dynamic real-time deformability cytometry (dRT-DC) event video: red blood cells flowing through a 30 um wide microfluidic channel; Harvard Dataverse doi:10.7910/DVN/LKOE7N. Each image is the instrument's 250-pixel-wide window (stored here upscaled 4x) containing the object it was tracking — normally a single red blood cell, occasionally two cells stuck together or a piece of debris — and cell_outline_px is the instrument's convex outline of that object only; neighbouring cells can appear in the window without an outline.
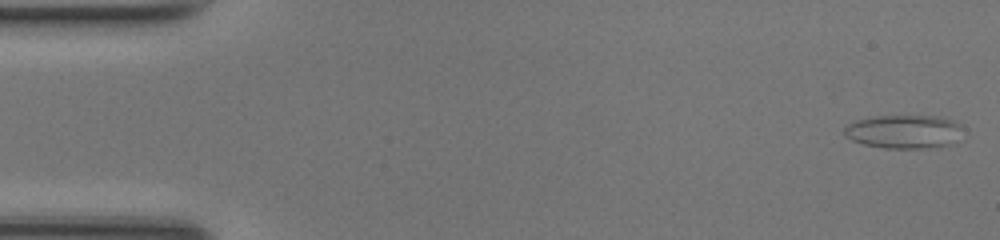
{"species": "common noctule bat (a hibernating species)", "species_latin": "Nyctalus noctula", "temperature_condition": "room temperature", "stored_images_in_passage": 49, "camera_frame_rate_fps": 3000, "um_per_image_px": 0.085, "animal": {"sex": "female", "body_mass_g": 17.0, "forearm_length_mm": 48.0}, "frame": {"image": 1, "passage_image": 1, "time_ms": 0.0, "image_size_px": [1000, 240], "cell_outline_px": [[960, 124], [948, 144], [928, 148], [884, 148], [864, 144], [852, 140], [844, 136], [844, 128], [848, 124], [856, 120], [872, 116], [940, 116], [952, 120]], "centroid_in_image_um": [76.68, 11.17], "position_along_channel_um": 8.3, "area_um2": 22.54}}
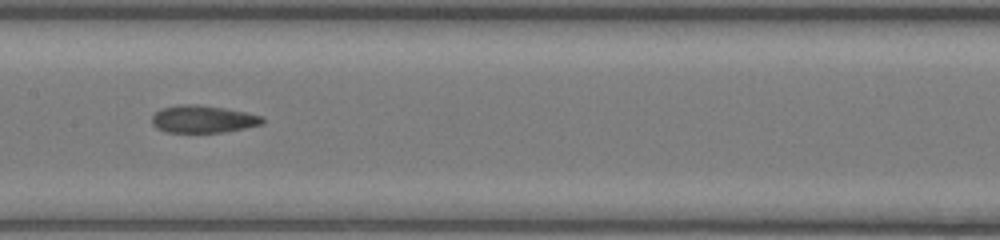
{"frame": {"image": 2, "passage_image": 24, "time_ms": 7.667, "image_size_px": [1000, 240], "cell_outline_px": [[264, 124], [224, 132], [168, 132], [156, 128], [152, 124], [152, 116], [160, 108], [180, 104], [196, 104], [224, 108], [264, 116]], "centroid_in_image_um": [17.25, 10.12], "position_along_channel_um": 190.1, "area_um2": 17.69}}
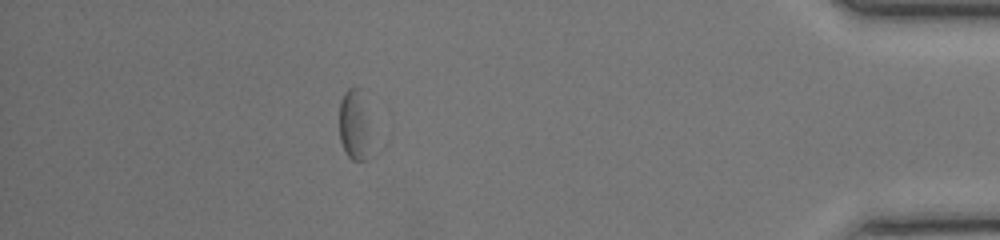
{"frame": {"image": 3, "passage_image": 43, "time_ms": 14.0, "image_size_px": [1000, 240], "cell_outline_px": [[380, 152], [376, 156], [368, 160], [352, 160], [344, 152], [340, 140], [340, 100], [344, 92], [348, 88], [360, 88]], "centroid_in_image_um": [30.31, 10.81], "position_along_channel_um": 404.9, "area_um2": 14.97}, "authors_computed_cell_mechanics": {"area_um2": 17.9758, "velocity_mm_per_s": 4.2147, "shape_relaxation_time_tau1_ms": null, "shape_relaxation_time_tau2_ms": 2.8278, "deformation_change_tau1": null, "deformation_change_tau2": 0.1116}}